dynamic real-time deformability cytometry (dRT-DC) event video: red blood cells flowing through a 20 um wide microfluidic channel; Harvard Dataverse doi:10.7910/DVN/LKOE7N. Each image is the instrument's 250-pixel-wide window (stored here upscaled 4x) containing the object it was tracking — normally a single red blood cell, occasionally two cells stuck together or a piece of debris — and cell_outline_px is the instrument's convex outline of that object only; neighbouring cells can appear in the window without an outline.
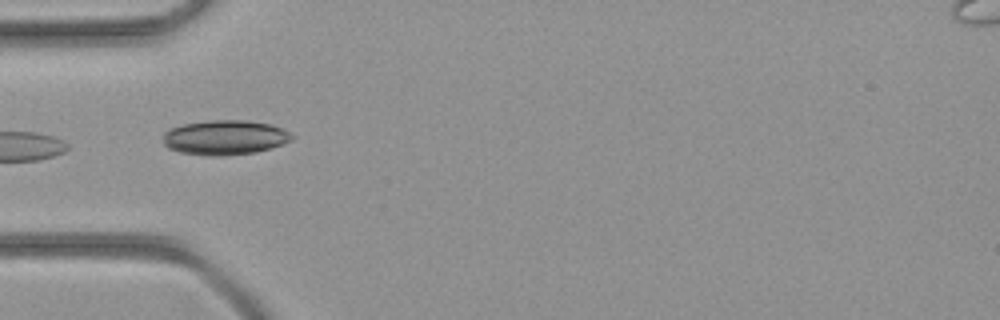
{"species": "common noctule bat (a hibernating species)", "species_latin": "Nyctalus noctula", "temperature_condition": "room temperature", "stored_images_in_passage": 20, "camera_frame_rate_fps": 3000, "um_per_image_px": 0.085, "animal": {"sex": "female", "body_mass_g": 21.9}, "frame": {"image": 1, "passage_image": 1, "time_ms": 0.0, "image_size_px": [1000, 320], "cell_outline_px": [[296, 136], [292, 140], [256, 152], [224, 156], [208, 156], [180, 152], [168, 148], [164, 144], [164, 132], [172, 128], [184, 124], [208, 120], [248, 120], [272, 124], [284, 128]], "centroid_in_image_um": [19.15, 11.68], "position_along_channel_um": 65.9, "area_um2": 26.18}}